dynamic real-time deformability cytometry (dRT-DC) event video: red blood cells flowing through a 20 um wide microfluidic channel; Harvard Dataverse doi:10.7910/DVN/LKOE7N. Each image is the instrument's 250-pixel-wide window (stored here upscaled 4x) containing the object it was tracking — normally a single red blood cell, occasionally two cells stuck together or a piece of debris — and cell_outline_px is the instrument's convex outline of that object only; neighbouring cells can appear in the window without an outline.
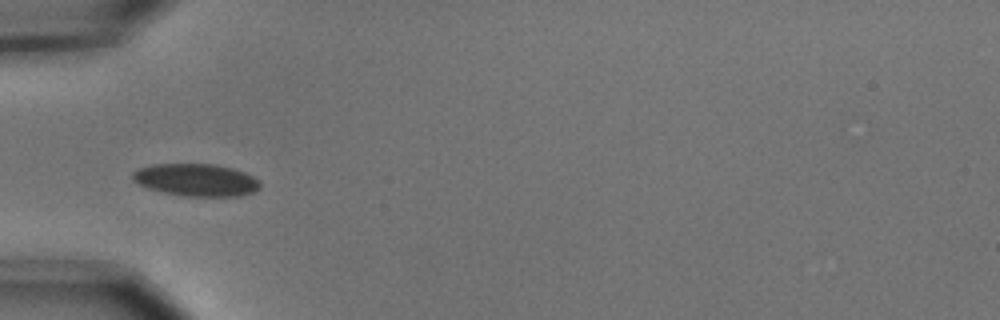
{"species": "common noctule bat (a hibernating species)", "species_latin": "Nyctalus noctula", "temperature_condition": "cold", "stored_images_in_passage": 3, "camera_frame_rate_fps": 3000, "um_per_image_px": 0.085, "animal": {"sex": "male", "body_mass_g": 15.6}, "frame": {"image": 1, "passage_image": 1, "time_ms": 0.0, "image_size_px": [1000, 320], "cell_outline_px": [[260, 188], [252, 192], [240, 196], [184, 196], [164, 192], [148, 188], [136, 184], [132, 180], [132, 172], [136, 168], [152, 164], [216, 164], [232, 168], [244, 172], [260, 180]], "centroid_in_image_um": [16.64, 15.29], "position_along_channel_um": 68.4, "area_um2": 24.28}}
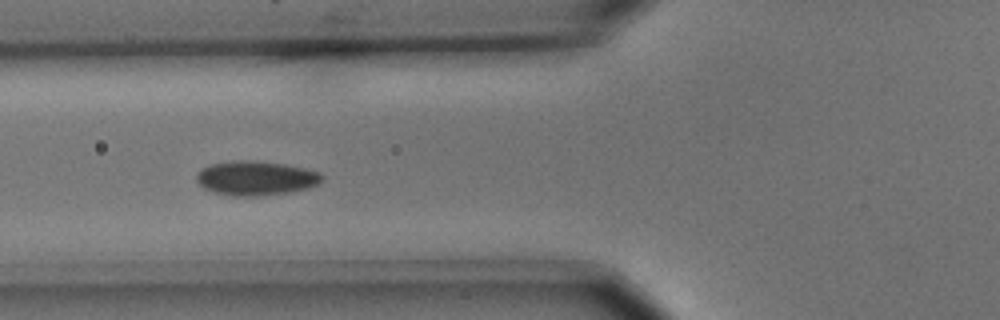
{"frame": {"image": 2, "passage_image": 2, "time_ms": 0.333, "image_size_px": [1000, 320], "cell_outline_px": [[324, 176], [320, 184], [308, 188], [292, 192], [256, 196], [232, 196], [212, 192], [204, 188], [196, 180], [196, 172], [200, 168], [208, 164], [232, 160], [256, 160], [284, 164], [304, 168], [320, 172]], "centroid_in_image_um": [21.73, 15.13], "position_along_channel_um": 104.1, "area_um2": 25.61}}
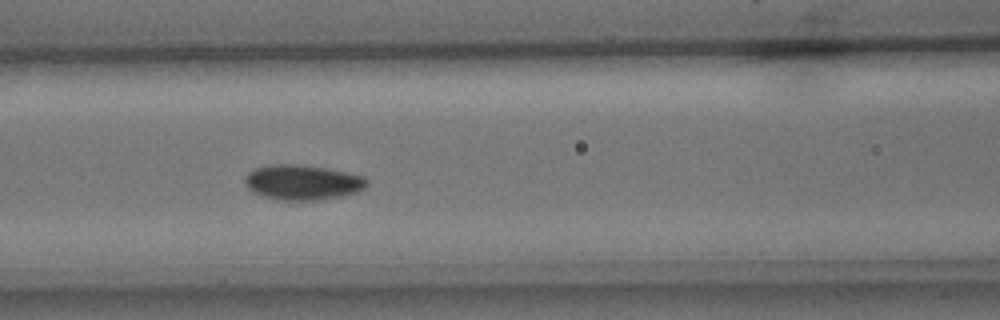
{"frame": {"image": 3, "passage_image": 3, "time_ms": 0.667, "image_size_px": [1000, 320], "cell_outline_px": [[368, 184], [364, 188], [356, 192], [340, 196], [320, 200], [276, 200], [252, 192], [244, 184], [244, 176], [248, 172], [256, 168], [272, 164], [288, 164], [324, 168], [364, 176], [368, 180]], "centroid_in_image_um": [25.68, 15.51], "position_along_channel_um": 140.9, "area_um2": 24.8}}